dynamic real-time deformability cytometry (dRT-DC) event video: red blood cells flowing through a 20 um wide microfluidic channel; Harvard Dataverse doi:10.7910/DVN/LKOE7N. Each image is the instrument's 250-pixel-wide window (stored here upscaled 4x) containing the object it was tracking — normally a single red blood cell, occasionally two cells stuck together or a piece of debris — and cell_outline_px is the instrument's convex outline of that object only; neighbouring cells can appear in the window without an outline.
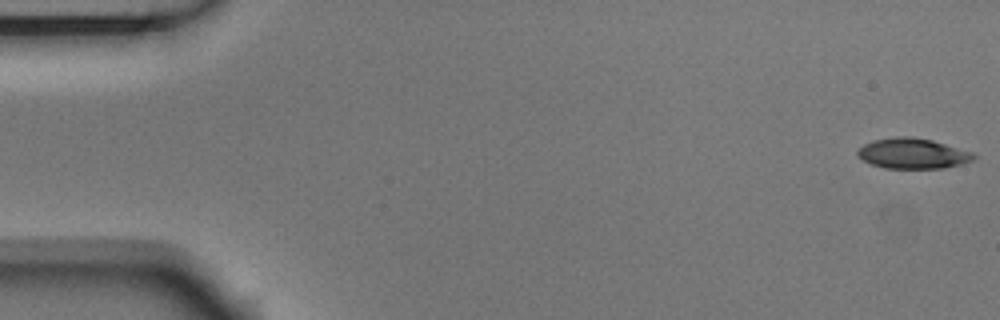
{"species": "Egyptian fruit bat (a non-hibernating species)", "species_latin": "Rousettus aegyptiacus", "temperature_condition": "room temperature", "stored_images_in_passage": 53, "camera_frame_rate_fps": 3000, "um_per_image_px": 0.085, "animal": {"sex": "male"}, "frame": {"image": 1, "passage_image": 1, "time_ms": 0.0, "image_size_px": [1000, 320], "cell_outline_px": [[976, 156], [972, 160], [960, 164], [944, 168], [884, 168], [872, 164], [864, 160], [856, 152], [864, 144], [872, 140], [896, 136], [912, 136], [932, 140], [972, 152]], "centroid_in_image_um": [77.57, 13.03], "position_along_channel_um": 7.4, "area_um2": 20.4}}
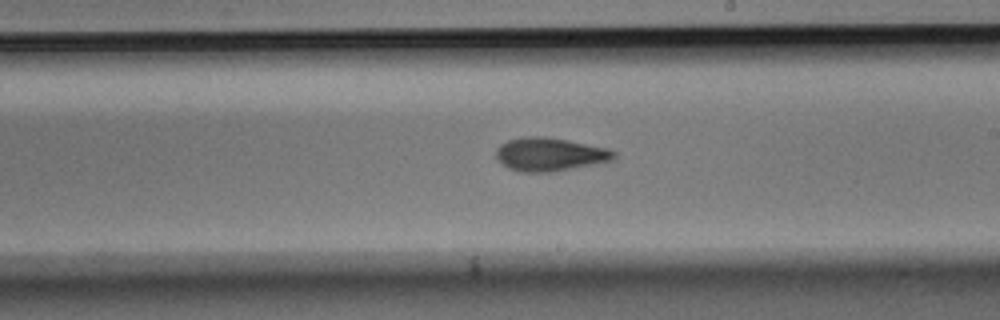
{"frame": {"image": 2, "passage_image": 31, "time_ms": 10.0, "image_size_px": [1000, 320], "cell_outline_px": [[616, 156], [612, 160], [552, 172], [520, 172], [508, 168], [496, 156], [496, 148], [500, 144], [508, 140], [524, 136], [544, 136], [568, 140], [608, 148], [616, 152]], "centroid_in_image_um": [46.72, 13.11], "position_along_channel_um": 242.3, "area_um2": 22.83}}
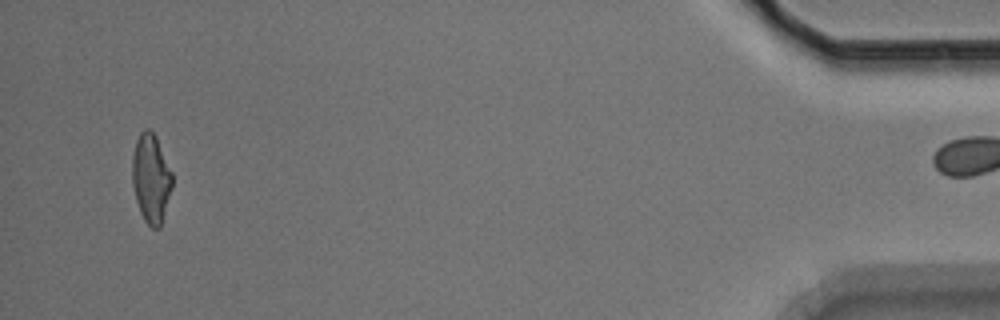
{"frame": {"image": 3, "passage_image": 52, "time_ms": 17.0, "image_size_px": [1000, 320], "cell_outline_px": [[172, 188], [160, 228], [152, 228], [144, 220], [140, 212], [136, 200], [132, 184], [132, 156], [136, 140], [140, 132], [144, 128], [148, 128], [156, 136], [172, 172]], "centroid_in_image_um": [12.83, 15.15], "position_along_channel_um": 422.4, "area_um2": 20.81}}